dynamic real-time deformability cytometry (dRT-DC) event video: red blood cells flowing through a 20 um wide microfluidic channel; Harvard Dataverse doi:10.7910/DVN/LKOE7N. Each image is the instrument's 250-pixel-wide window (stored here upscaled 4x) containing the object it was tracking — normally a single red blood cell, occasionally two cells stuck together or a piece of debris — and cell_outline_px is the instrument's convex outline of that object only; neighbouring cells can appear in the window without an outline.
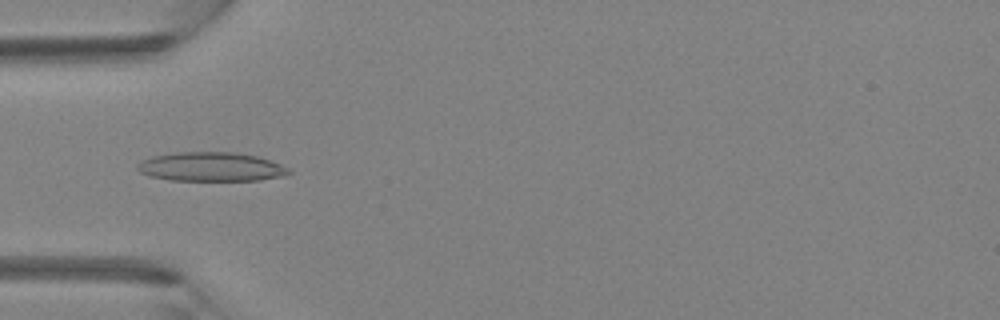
{"species": "Egyptian fruit bat (a non-hibernating species)", "species_latin": "Rousettus aegyptiacus", "temperature_condition": "room temperature", "stored_images_in_passage": 5, "camera_frame_rate_fps": 3000, "um_per_image_px": 0.085, "animal": {"sex": "female"}, "frame": {"image": 1, "passage_image": 5, "time_ms": 1.333, "image_size_px": [1000, 320], "cell_outline_px": [[292, 172], [284, 176], [260, 180], [172, 180], [148, 176], [140, 172], [136, 168], [136, 164], [140, 160], [152, 156], [176, 152], [236, 152], [256, 156], [280, 164], [288, 168]], "centroid_in_image_um": [17.9, 14.17], "position_along_channel_um": 67.1, "area_um2": 25.72}}